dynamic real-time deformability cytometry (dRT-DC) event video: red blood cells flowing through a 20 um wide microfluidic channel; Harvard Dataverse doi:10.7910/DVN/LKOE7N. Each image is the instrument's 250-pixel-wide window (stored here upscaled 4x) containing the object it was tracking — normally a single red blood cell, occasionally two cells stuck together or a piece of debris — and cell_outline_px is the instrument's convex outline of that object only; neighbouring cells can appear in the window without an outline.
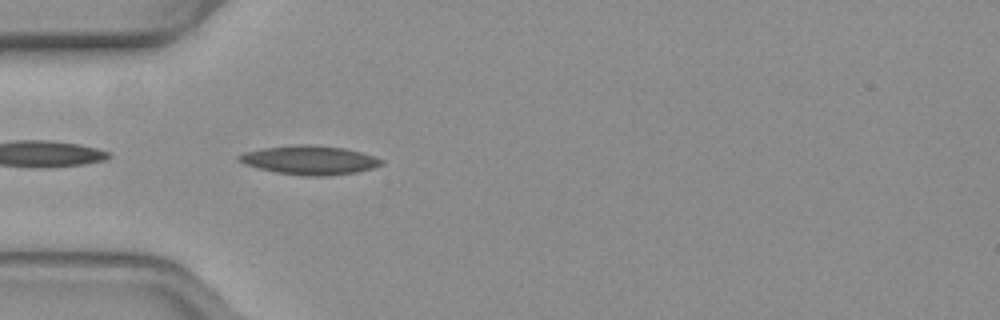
{"species": "common noctule bat (a hibernating species)", "species_latin": "Nyctalus noctula", "temperature_condition": "warm", "stored_images_in_passage": 33, "camera_frame_rate_fps": 3000, "um_per_image_px": 0.085, "animal": {"sex": "female", "body_mass_g": 19.3, "forearm_length_mm": 54.1}, "frame": {"image": 1, "passage_image": 1, "time_ms": 0.0, "image_size_px": [1000, 320], "cell_outline_px": [[384, 164], [372, 168], [356, 172], [328, 176], [304, 176], [276, 172], [256, 168], [244, 164], [236, 156], [244, 152], [264, 148], [292, 144], [308, 144], [344, 148], [360, 152], [384, 160]], "centroid_in_image_um": [26.3, 13.61], "position_along_channel_um": 58.7, "area_um2": 24.04}, "authors_computed_cell_mechanics": {"area_um2": 21.2704, "velocity_mm_per_s": 3.8643, "shape_relaxation_time_tau1_ms": null, "shape_relaxation_time_tau2_ms": 5.6395, "deformation_change_tau1": null, "deformation_change_tau2": 0.1391}}